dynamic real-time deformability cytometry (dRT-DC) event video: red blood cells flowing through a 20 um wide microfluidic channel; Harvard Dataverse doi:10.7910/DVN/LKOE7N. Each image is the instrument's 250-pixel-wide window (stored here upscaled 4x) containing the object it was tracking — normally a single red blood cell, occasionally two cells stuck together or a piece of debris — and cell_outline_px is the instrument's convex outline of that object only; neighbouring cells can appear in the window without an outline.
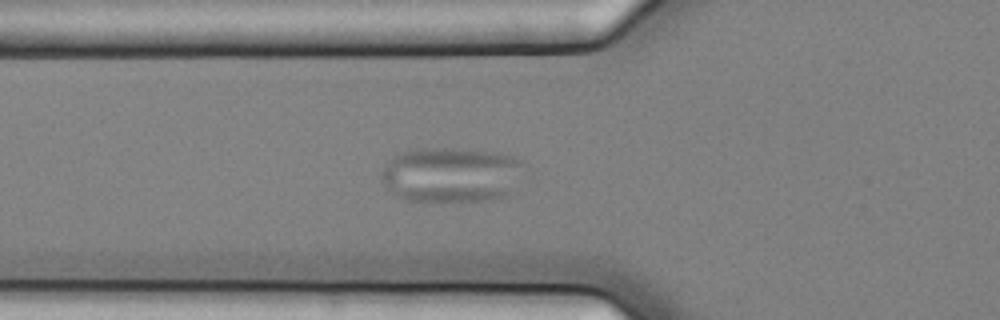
{"species": "common noctule bat (a hibernating species)", "species_latin": "Nyctalus noctula", "temperature_condition": "cold", "stored_images_in_passage": 58, "camera_frame_rate_fps": 3000, "um_per_image_px": 0.085, "animal": {"sex": "female", "body_mass_g": 25.1}, "frame": {"image": 1, "passage_image": 22, "time_ms": 7.0, "image_size_px": [1000, 320], "cell_outline_px": [[524, 164], [508, 192], [504, 196], [492, 200], [408, 200], [392, 192], [388, 188], [380, 176], [380, 172], [392, 156], [408, 148], [452, 148], [496, 152], [512, 156], [520, 160]], "centroid_in_image_um": [38.28, 14.81], "position_along_channel_um": 87.5, "area_um2": 45.26}}
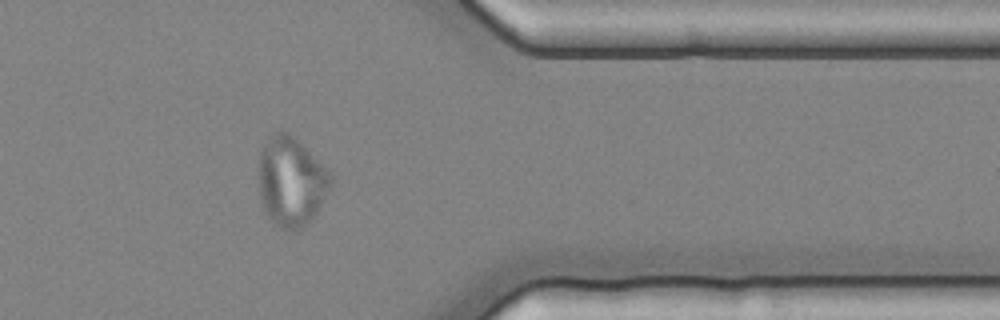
{"frame": {"image": 2, "passage_image": 48, "time_ms": 15.667, "image_size_px": [1000, 320], "cell_outline_px": [[336, 180], [316, 216], [312, 220], [296, 232], [280, 228], [264, 212], [260, 200], [256, 168], [256, 164], [260, 152], [264, 144], [272, 132], [280, 128], [284, 128]], "centroid_in_image_um": [24.71, 15.46], "position_along_channel_um": 386.7, "area_um2": 38.44}}
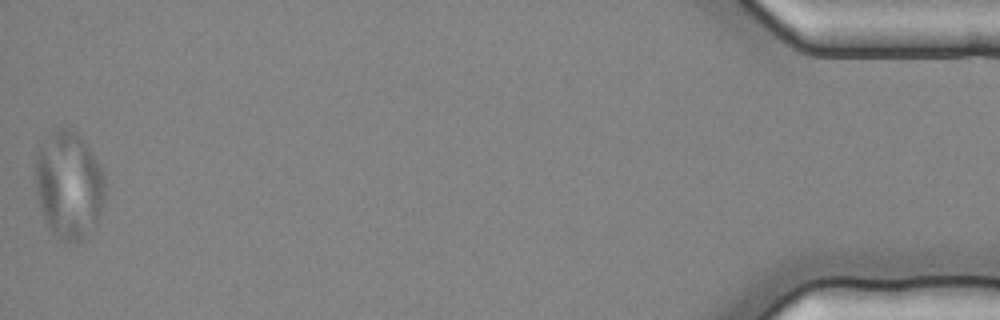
{"frame": {"image": 3, "passage_image": 58, "time_ms": 19.0, "image_size_px": [1000, 320], "cell_outline_px": [[104, 200], [96, 224], [80, 240], [64, 244], [52, 232], [40, 208], [36, 192], [36, 148], [56, 124], [60, 124], [76, 132], [84, 140], [96, 160], [104, 176]], "centroid_in_image_um": [5.82, 15.66], "position_along_channel_um": 429.4, "area_um2": 43.93}}